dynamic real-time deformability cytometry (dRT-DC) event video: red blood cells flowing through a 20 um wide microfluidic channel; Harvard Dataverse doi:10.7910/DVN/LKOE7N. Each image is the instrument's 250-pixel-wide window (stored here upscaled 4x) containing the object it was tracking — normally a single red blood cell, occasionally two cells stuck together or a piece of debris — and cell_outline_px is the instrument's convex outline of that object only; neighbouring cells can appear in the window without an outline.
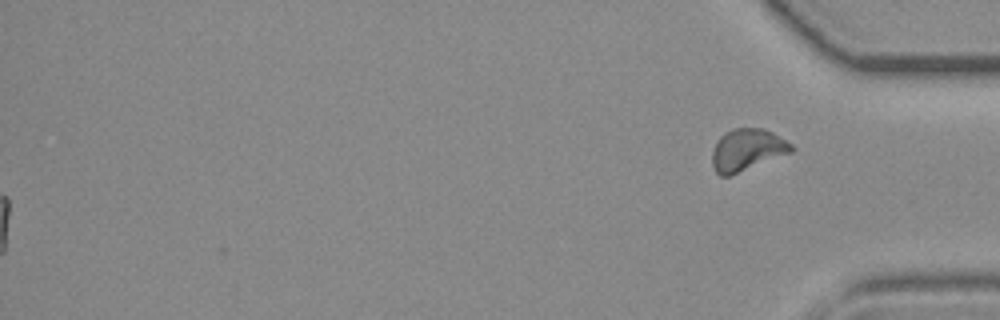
{"species": "common noctule bat (a hibernating species)", "species_latin": "Nyctalus noctula", "temperature_condition": "room temperature", "stored_images_in_passage": 42, "segment_of_instrument_passage": [2, 2], "camera_frame_rate_fps": 3000, "um_per_image_px": 0.085, "animal": {"sex": "female", "body_mass_g": 19.3, "forearm_length_mm": 54.1}, "frame": {"image": 1, "passage_image": 42, "time_ms": 13.667, "image_size_px": [1000, 320], "cell_outline_px": [[796, 148], [792, 152], [728, 176], [720, 176], [716, 172], [712, 164], [712, 152], [716, 140], [724, 132], [732, 128], [764, 128], [772, 132], [792, 144]], "centroid_in_image_um": [63.49, 12.72], "position_along_channel_um": 371.7, "area_um2": 19.36}}